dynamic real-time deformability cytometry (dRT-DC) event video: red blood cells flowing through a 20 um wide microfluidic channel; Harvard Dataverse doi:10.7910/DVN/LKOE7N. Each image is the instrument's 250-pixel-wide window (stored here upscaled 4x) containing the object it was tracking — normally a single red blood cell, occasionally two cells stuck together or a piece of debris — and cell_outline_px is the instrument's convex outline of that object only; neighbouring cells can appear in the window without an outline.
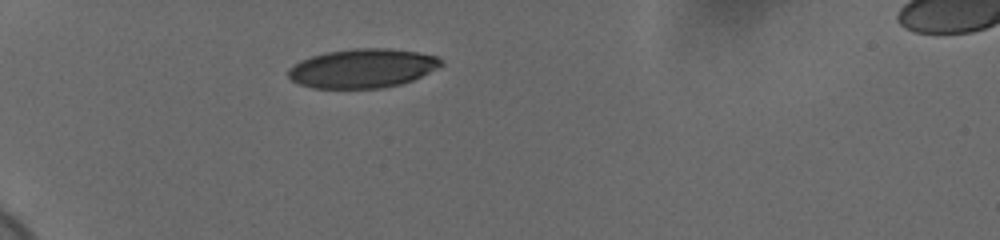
{"species": "human", "species_latin": "Homo sapiens", "temperature_condition": "cold", "stored_images_in_passage": 39, "camera_frame_rate_fps": 3000, "um_per_image_px": 0.085, "donor": {"sex": "female"}, "frame": {"image": 1, "passage_image": 1, "time_ms": 0.0, "image_size_px": [1000, 240], "cell_outline_px": [[444, 64], [412, 80], [400, 84], [384, 88], [312, 88], [300, 84], [292, 80], [288, 76], [288, 68], [300, 60], [324, 52], [352, 48], [388, 48], [416, 52], [436, 56]], "centroid_in_image_um": [30.77, 5.8], "position_along_channel_um": 54.2, "area_um2": 34.68}}
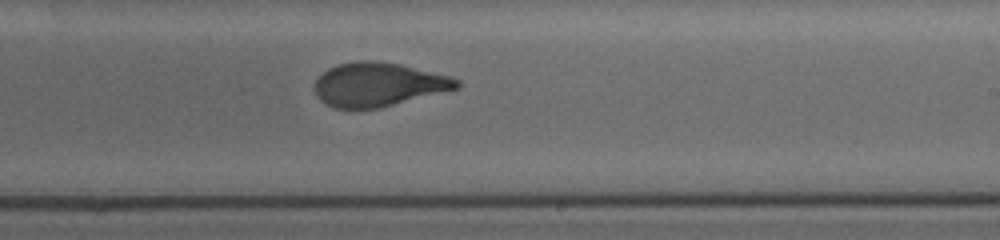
{"frame": {"image": 2, "passage_image": 20, "time_ms": 6.333, "image_size_px": [1000, 240], "cell_outline_px": [[460, 88], [380, 108], [332, 108], [324, 104], [316, 96], [316, 80], [328, 68], [336, 64], [356, 60], [376, 60], [400, 64], [448, 76], [460, 80]], "centroid_in_image_um": [32.15, 7.18], "position_along_channel_um": 256.9, "area_um2": 36.36}}
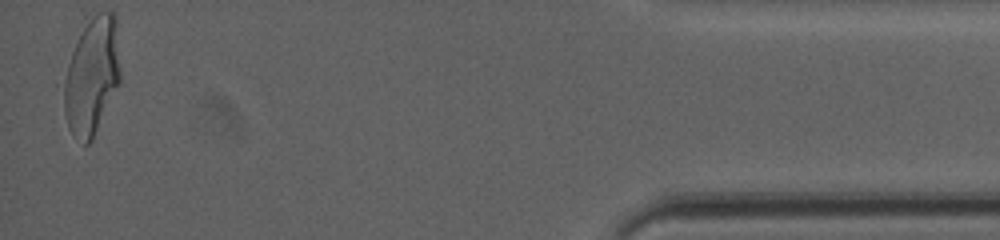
{"frame": {"image": 3, "passage_image": 39, "time_ms": 12.667, "image_size_px": [1000, 240], "cell_outline_px": [[120, 80], [92, 140], [88, 144], [84, 144], [72, 136], [68, 128], [56, 84], [84, 28], [96, 12], [112, 12], [116, 16], [120, 72]], "centroid_in_image_um": [7.7, 6.53], "position_along_channel_um": 427.5, "area_um2": 39.54}, "authors_computed_cell_mechanics": {"area_um2": 37.4544, "velocity_mm_per_s": 3.6764, "shape_relaxation_time_tau1_ms": 4.1489, "shape_relaxation_time_tau2_ms": 0.7726, "deformation_change_tau1": 0.18, "deformation_change_tau2": 0.0591}}